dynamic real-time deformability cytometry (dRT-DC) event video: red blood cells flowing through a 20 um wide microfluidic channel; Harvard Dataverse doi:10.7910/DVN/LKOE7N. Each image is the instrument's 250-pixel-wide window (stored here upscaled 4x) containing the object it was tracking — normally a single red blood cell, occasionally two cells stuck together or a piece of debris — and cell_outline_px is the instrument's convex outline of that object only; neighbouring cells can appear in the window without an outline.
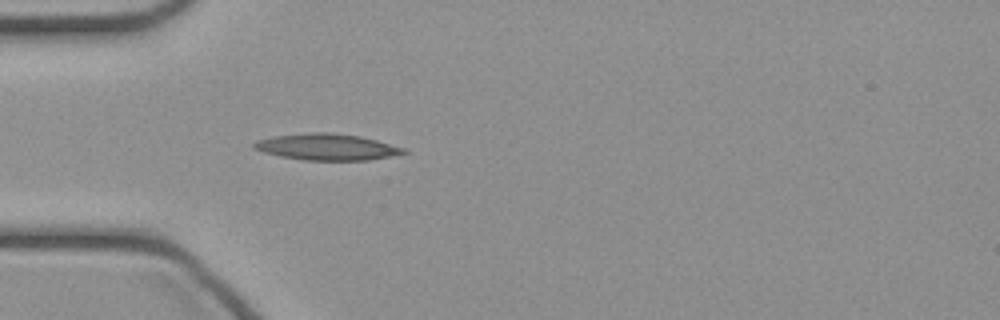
{"species": "common noctule bat (a hibernating species)", "species_latin": "Nyctalus noctula", "temperature_condition": "cold", "stored_images_in_passage": 33, "camera_frame_rate_fps": 3000, "um_per_image_px": 0.085, "animal": {"sex": "female", "body_mass_g": 21.9}, "frame": {"image": 1, "passage_image": 1, "time_ms": 0.0, "image_size_px": [1000, 320], "cell_outline_px": [[408, 152], [368, 160], [304, 160], [280, 156], [264, 152], [252, 148], [252, 144], [256, 140], [272, 136], [312, 132], [328, 132], [360, 136], [408, 148]], "centroid_in_image_um": [27.77, 12.48], "position_along_channel_um": 57.2, "area_um2": 23.0}}
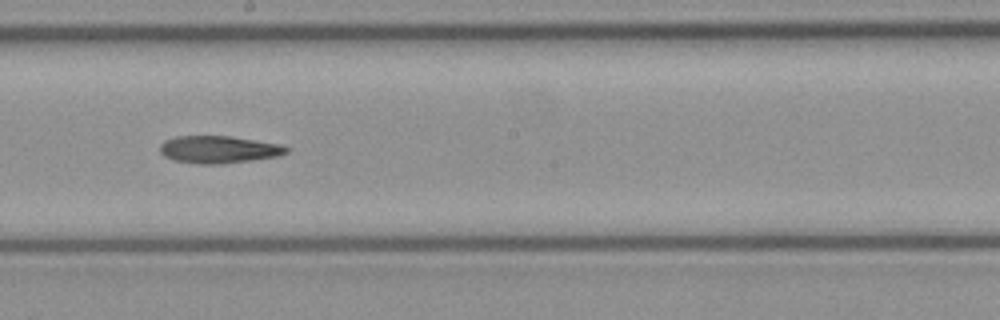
{"frame": {"image": 2, "passage_image": 13, "time_ms": 4.0, "image_size_px": [1000, 320], "cell_outline_px": [[292, 148], [288, 152], [280, 156], [252, 160], [220, 164], [200, 164], [172, 160], [164, 156], [160, 152], [160, 144], [164, 140], [176, 136], [232, 136], [280, 144]], "centroid_in_image_um": [18.61, 12.7], "position_along_channel_um": 229.6, "area_um2": 20.4}}
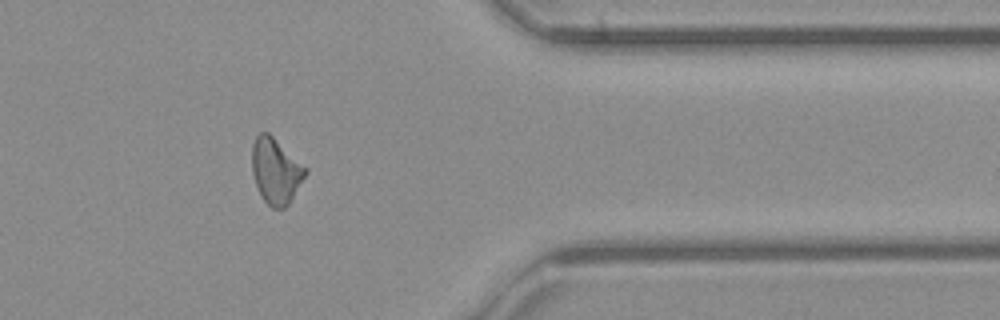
{"frame": {"image": 3, "passage_image": 25, "time_ms": 8.0, "image_size_px": [1000, 320], "cell_outline_px": [[308, 172], [288, 204], [284, 208], [272, 208], [264, 200], [256, 184], [252, 172], [252, 144], [256, 136], [260, 132], [268, 132], [308, 168]], "centroid_in_image_um": [23.45, 14.51], "position_along_channel_um": 388.0, "area_um2": 20.29}}